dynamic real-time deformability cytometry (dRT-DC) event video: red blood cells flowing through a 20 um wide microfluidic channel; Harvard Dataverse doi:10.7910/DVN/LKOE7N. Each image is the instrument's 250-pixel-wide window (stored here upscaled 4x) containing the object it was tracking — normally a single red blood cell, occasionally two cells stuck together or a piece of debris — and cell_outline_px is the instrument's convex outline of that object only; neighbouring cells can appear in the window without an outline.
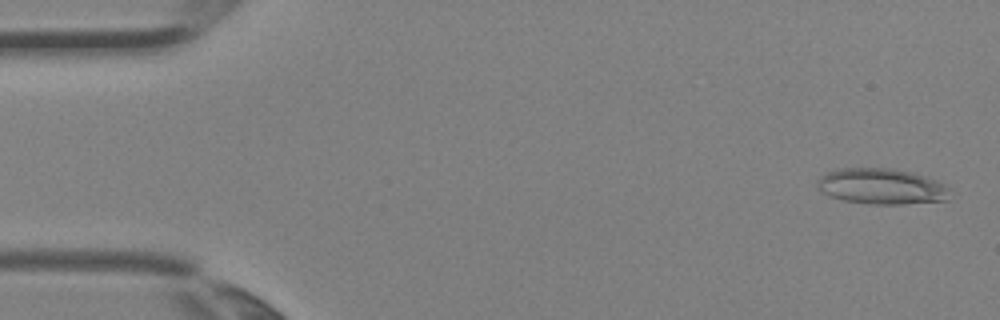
{"species": "Egyptian fruit bat (a non-hibernating species)", "species_latin": "Rousettus aegyptiacus", "temperature_condition": "room temperature", "stored_images_in_passage": 3, "camera_frame_rate_fps": 3000, "um_per_image_px": 0.085, "animal": {"sex": "female"}, "frame": {"image": 1, "passage_image": 3, "time_ms": 0.667, "image_size_px": [1000, 320], "cell_outline_px": [[948, 200], [900, 204], [868, 204], [844, 200], [832, 196], [816, 188], [816, 180], [824, 172], [840, 168], [892, 168], [912, 172], [940, 180], [948, 188]], "centroid_in_image_um": [74.92, 15.82], "position_along_channel_um": 10.1, "area_um2": 27.86}}